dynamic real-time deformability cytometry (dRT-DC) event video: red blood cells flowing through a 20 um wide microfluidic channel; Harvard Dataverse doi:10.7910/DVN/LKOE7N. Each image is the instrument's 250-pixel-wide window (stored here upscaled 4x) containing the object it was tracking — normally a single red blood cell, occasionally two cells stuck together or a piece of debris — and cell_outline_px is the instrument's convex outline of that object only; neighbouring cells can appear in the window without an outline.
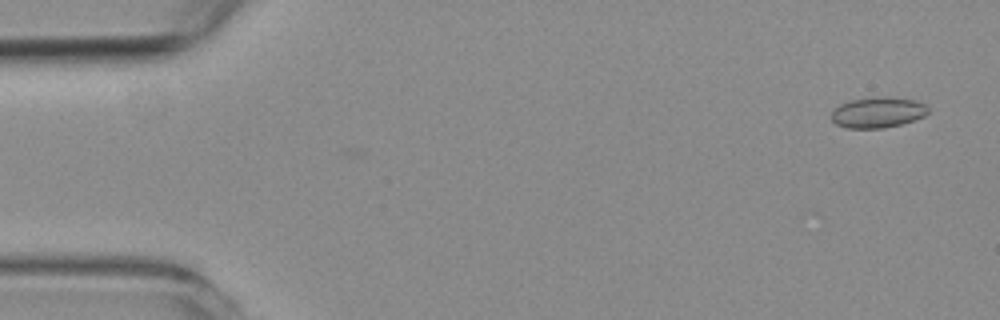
{"species": "common noctule bat (a hibernating species)", "species_latin": "Nyctalus noctula", "temperature_condition": "room temperature", "stored_images_in_passage": 24, "camera_frame_rate_fps": 3000, "um_per_image_px": 0.085, "animal": {"sex": "female", "body_mass_g": 19.3, "forearm_length_mm": 54.1}, "frame": {"image": 1, "passage_image": 3, "time_ms": 0.667, "image_size_px": [1000, 320], "cell_outline_px": [[928, 112], [924, 116], [900, 124], [884, 128], [848, 128], [836, 124], [832, 120], [832, 112], [840, 104], [852, 100], [888, 96], [916, 100], [924, 104], [928, 108]], "centroid_in_image_um": [74.62, 9.55], "position_along_channel_um": 10.4, "area_um2": 17.05}}
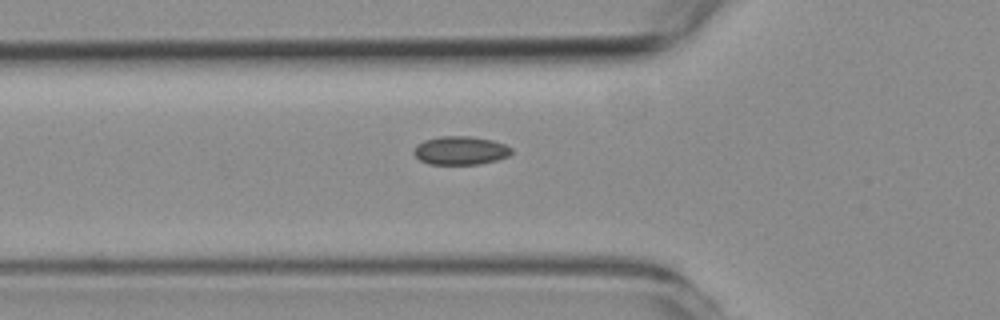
{"frame": {"image": 2, "passage_image": 20, "time_ms": 6.333, "image_size_px": [1000, 320], "cell_outline_px": [[512, 152], [508, 156], [496, 160], [480, 164], [428, 164], [420, 160], [412, 152], [416, 144], [424, 140], [440, 136], [468, 136], [492, 140], [504, 144], [512, 148]], "centroid_in_image_um": [39.11, 12.79], "position_along_channel_um": 86.7, "area_um2": 16.24}}
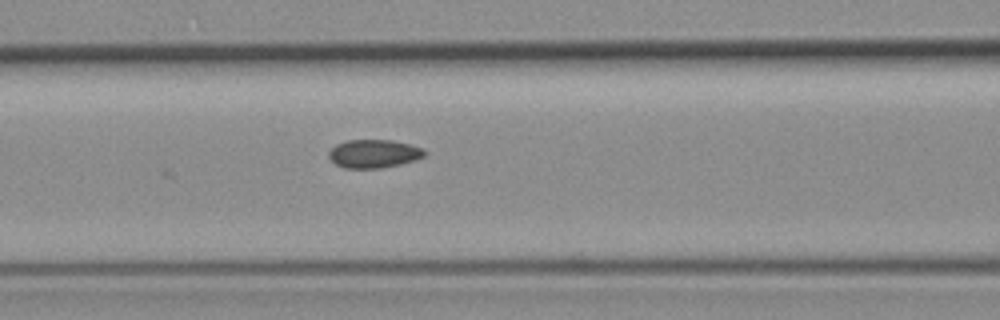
{"frame": {"image": 3, "passage_image": 24, "time_ms": 7.667, "image_size_px": [1000, 320], "cell_outline_px": [[428, 152], [424, 156], [416, 160], [400, 164], [380, 168], [344, 168], [336, 164], [328, 156], [328, 152], [336, 144], [344, 140], [392, 140], [424, 148]], "centroid_in_image_um": [31.79, 13.06], "position_along_channel_um": 134.8, "area_um2": 15.9}}